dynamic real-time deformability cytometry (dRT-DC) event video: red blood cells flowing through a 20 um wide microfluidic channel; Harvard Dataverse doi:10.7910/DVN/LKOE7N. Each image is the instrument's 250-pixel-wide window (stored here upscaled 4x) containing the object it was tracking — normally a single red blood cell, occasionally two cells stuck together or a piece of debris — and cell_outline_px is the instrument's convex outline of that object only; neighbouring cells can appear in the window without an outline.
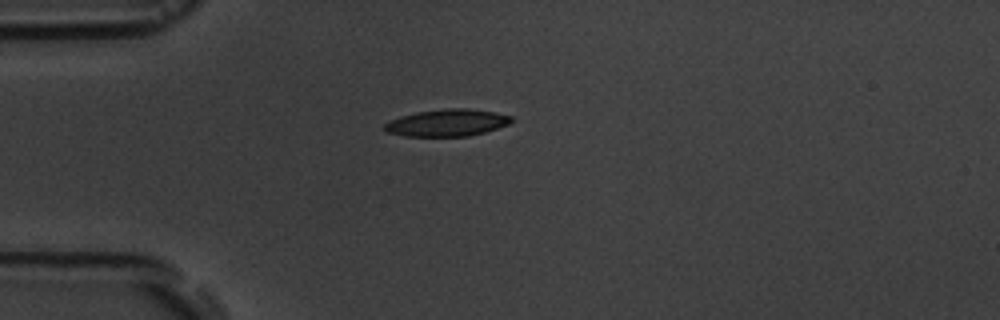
{"species": "common noctule bat (a hibernating species)", "species_latin": "Nyctalus noctula", "temperature_condition": "room temperature", "stored_images_in_passage": 1, "camera_frame_rate_fps": 3000, "um_per_image_px": 0.085, "animal": {"sex": "male", "body_mass_g": 19.5, "forearm_length_mm": 54.6}, "frame": {"image": 1, "passage_image": 1, "time_ms": 0.0, "image_size_px": [1000, 320], "cell_outline_px": [[512, 120], [508, 124], [484, 132], [468, 136], [404, 136], [388, 132], [384, 128], [384, 124], [400, 116], [416, 112], [444, 108], [468, 108], [496, 112], [512, 116]], "centroid_in_image_um": [38.01, 10.42], "position_along_channel_um": 47.0, "area_um2": 19.88}}